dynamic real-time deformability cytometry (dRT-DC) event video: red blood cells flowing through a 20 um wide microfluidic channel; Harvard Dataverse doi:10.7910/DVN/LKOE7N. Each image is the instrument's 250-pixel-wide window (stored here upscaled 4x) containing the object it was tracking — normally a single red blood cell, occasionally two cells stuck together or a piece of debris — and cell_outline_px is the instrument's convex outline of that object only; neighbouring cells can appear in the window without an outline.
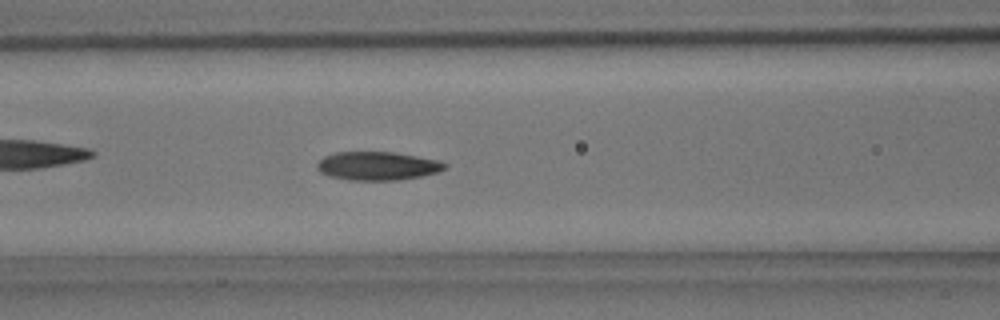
{"species": "common noctule bat (a hibernating species)", "species_latin": "Nyctalus noctula", "temperature_condition": "room temperature", "stored_images_in_passage": 45, "camera_frame_rate_fps": 3000, "um_per_image_px": 0.085, "animal": {"sex": "male", "body_mass_g": 15.6}, "frame": {"image": 1, "passage_image": 20, "time_ms": 6.333, "image_size_px": [1000, 320], "cell_outline_px": [[448, 168], [440, 172], [400, 180], [348, 180], [328, 176], [320, 172], [316, 168], [316, 164], [324, 156], [336, 152], [392, 152], [440, 160], [448, 164]], "centroid_in_image_um": [32.11, 14.11], "position_along_channel_um": 134.5, "area_um2": 21.44}}